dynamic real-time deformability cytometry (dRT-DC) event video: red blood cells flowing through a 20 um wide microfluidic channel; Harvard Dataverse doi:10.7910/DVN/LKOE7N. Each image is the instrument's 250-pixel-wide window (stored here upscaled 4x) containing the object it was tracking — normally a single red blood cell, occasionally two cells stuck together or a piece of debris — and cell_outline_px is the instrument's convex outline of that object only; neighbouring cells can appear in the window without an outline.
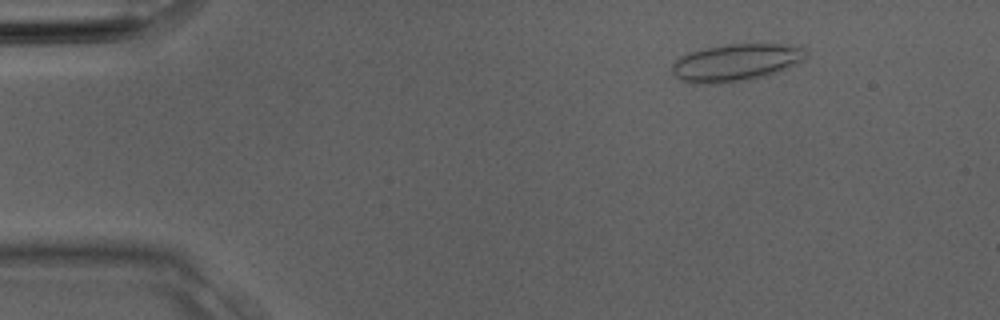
{"species": "Egyptian fruit bat (a non-hibernating species)", "species_latin": "Rousettus aegyptiacus", "temperature_condition": "room temperature", "stored_images_in_passage": 3, "camera_frame_rate_fps": 3000, "um_per_image_px": 0.085, "animal": {"sex": "male"}, "frame": {"image": 1, "passage_image": 2, "time_ms": 0.333, "image_size_px": [1000, 320], "cell_outline_px": [[808, 56], [804, 60], [788, 68], [768, 76], [752, 80], [720, 84], [700, 84], [680, 80], [672, 72], [672, 64], [680, 56], [688, 52], [704, 48], [728, 44], [784, 44], [804, 48]], "centroid_in_image_um": [62.56, 5.33], "position_along_channel_um": 22.4, "area_um2": 29.54}}